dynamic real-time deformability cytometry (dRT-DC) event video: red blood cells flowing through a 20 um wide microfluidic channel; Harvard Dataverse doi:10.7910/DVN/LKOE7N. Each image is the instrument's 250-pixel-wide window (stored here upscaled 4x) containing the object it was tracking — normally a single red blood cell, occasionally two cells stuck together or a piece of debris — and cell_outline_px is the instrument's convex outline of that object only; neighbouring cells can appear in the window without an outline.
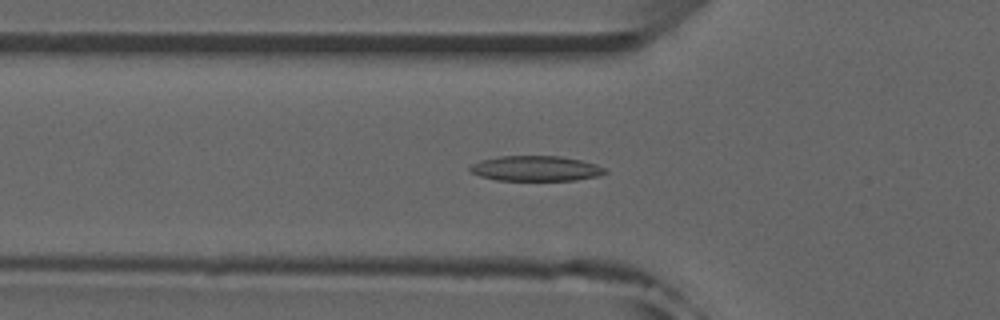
{"species": "common noctule bat (a hibernating species)", "species_latin": "Nyctalus noctula", "temperature_condition": "room temperature", "stored_images_in_passage": 41, "camera_frame_rate_fps": 3000, "um_per_image_px": 0.085, "animal": {"sex": "male", "forearm_length_mm": 52.5}, "frame": {"image": 1, "passage_image": 12, "time_ms": 3.667, "image_size_px": [1000, 320], "cell_outline_px": [[608, 172], [600, 176], [576, 180], [496, 180], [480, 176], [472, 172], [468, 168], [472, 164], [480, 160], [500, 156], [560, 156], [580, 160], [596, 164], [608, 168]], "centroid_in_image_um": [45.59, 14.32], "position_along_channel_um": 80.2, "area_um2": 19.94}}